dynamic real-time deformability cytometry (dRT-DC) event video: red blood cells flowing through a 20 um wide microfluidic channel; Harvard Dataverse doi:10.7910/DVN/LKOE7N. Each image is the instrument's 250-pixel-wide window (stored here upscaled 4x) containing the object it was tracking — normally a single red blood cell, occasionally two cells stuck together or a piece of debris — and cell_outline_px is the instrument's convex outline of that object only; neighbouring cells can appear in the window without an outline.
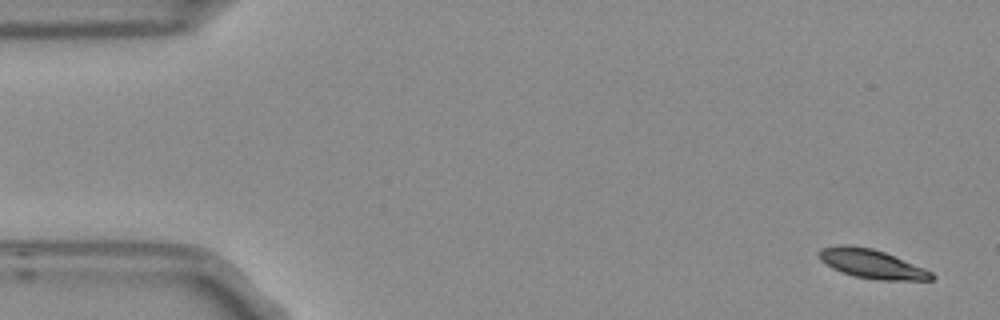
{"species": "Egyptian fruit bat (a non-hibernating species)", "species_latin": "Rousettus aegyptiacus", "temperature_condition": "room temperature", "stored_images_in_passage": 9, "camera_frame_rate_fps": 3000, "um_per_image_px": 0.085, "frame": {"image": 1, "passage_image": 1, "time_ms": 0.0, "image_size_px": [1000, 320], "cell_outline_px": [[936, 276], [932, 280], [876, 280], [852, 276], [840, 272], [824, 264], [816, 256], [816, 252], [820, 248], [840, 244], [848, 244], [872, 248], [884, 252], [924, 268], [932, 272]], "centroid_in_image_um": [74.02, 22.42], "position_along_channel_um": 11.0, "area_um2": 19.42}}
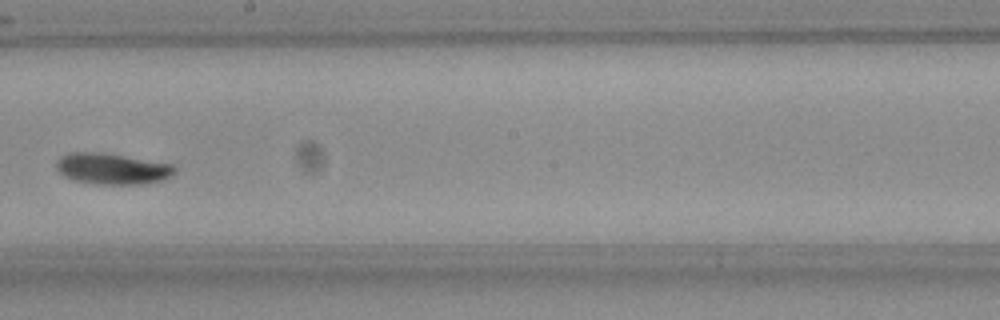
{"frame": {"image": 2, "passage_image": 9, "time_ms": 2.667, "image_size_px": [1000, 320], "cell_outline_px": [[176, 172], [172, 176], [164, 180], [148, 184], [92, 184], [72, 180], [64, 176], [56, 168], [56, 160], [60, 156], [72, 152], [100, 152], [172, 164], [176, 168]], "centroid_in_image_um": [9.54, 14.36], "position_along_channel_um": 238.7, "area_um2": 21.68}}